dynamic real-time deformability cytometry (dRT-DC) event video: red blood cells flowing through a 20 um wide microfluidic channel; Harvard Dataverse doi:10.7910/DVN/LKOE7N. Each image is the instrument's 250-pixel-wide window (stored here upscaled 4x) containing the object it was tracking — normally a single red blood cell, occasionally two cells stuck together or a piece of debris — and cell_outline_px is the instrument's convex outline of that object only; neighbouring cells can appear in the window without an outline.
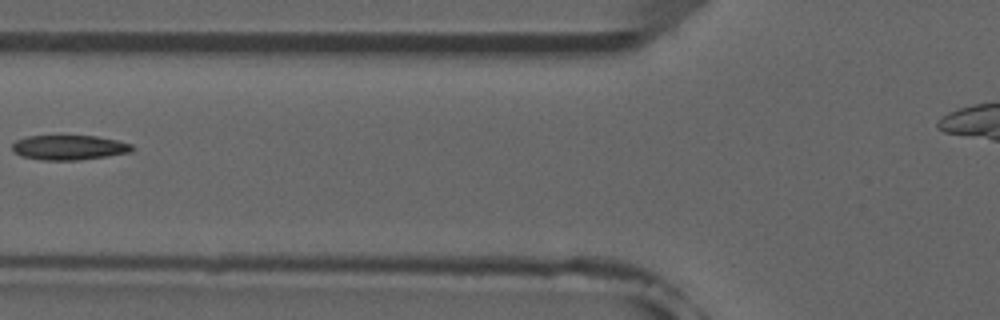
{"species": "common noctule bat (a hibernating species)", "species_latin": "Nyctalus noctula", "temperature_condition": "room temperature", "stored_images_in_passage": 8, "camera_frame_rate_fps": 3000, "um_per_image_px": 0.085, "animal": {"sex": "male", "forearm_length_mm": 52.5}, "frame": {"image": 1, "passage_image": 6, "time_ms": 6.0, "image_size_px": [1000, 320], "cell_outline_px": [[136, 148], [132, 152], [108, 156], [80, 160], [40, 160], [20, 156], [12, 152], [12, 144], [16, 140], [28, 136], [96, 136], [116, 140], [132, 144]], "centroid_in_image_um": [5.87, 12.55], "position_along_channel_um": 119.9, "area_um2": 17.51}}
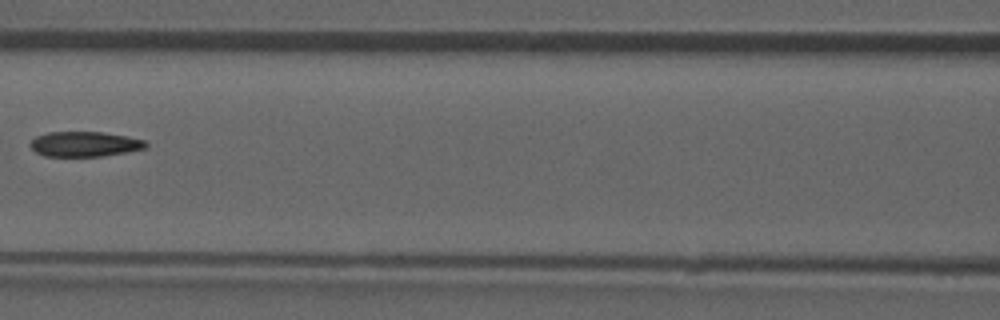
{"frame": {"image": 2, "passage_image": 7, "time_ms": 7.0, "image_size_px": [1000, 320], "cell_outline_px": [[148, 148], [100, 156], [44, 156], [36, 152], [28, 144], [36, 136], [48, 132], [104, 132], [128, 136], [144, 140], [148, 144]], "centroid_in_image_um": [7.2, 12.24], "position_along_channel_um": 159.4, "area_um2": 16.88}}